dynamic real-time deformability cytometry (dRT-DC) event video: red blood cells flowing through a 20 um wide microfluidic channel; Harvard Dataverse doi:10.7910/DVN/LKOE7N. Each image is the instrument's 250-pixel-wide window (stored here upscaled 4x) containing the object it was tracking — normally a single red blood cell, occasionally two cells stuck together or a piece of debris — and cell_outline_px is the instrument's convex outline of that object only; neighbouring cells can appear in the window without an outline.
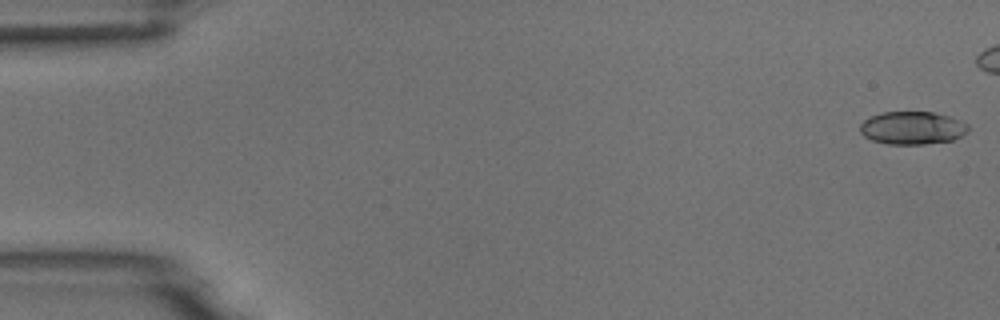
{"species": "common noctule bat (a hibernating species)", "species_latin": "Nyctalus noctula", "temperature_condition": "room temperature", "stored_images_in_passage": 44, "camera_frame_rate_fps": 3000, "um_per_image_px": 0.085, "animal": {"sex": "male", "body_mass_g": 18.8}, "frame": {"image": 1, "passage_image": 1, "time_ms": 0.0, "image_size_px": [1000, 320], "cell_outline_px": [[968, 132], [952, 140], [924, 144], [888, 144], [872, 140], [864, 136], [860, 132], [860, 124], [864, 120], [880, 112], [932, 112], [948, 116], [968, 124]], "centroid_in_image_um": [77.53, 10.87], "position_along_channel_um": 7.5, "area_um2": 20.63}}
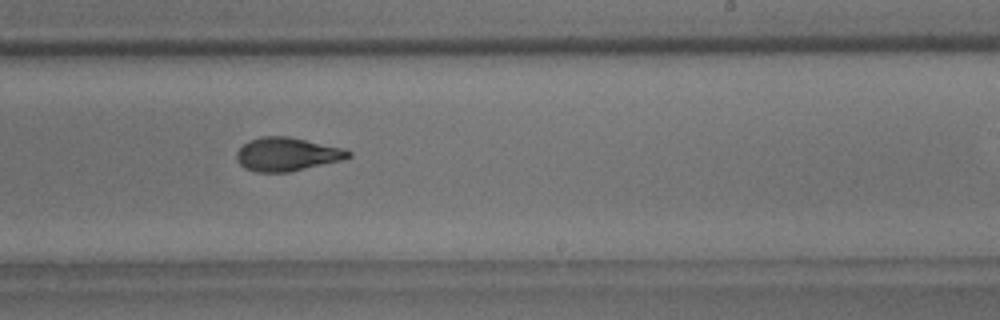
{"frame": {"image": 2, "passage_image": 33, "time_ms": 10.667, "image_size_px": [1000, 320], "cell_outline_px": [[352, 156], [344, 160], [288, 172], [256, 172], [244, 168], [236, 160], [236, 152], [248, 140], [260, 136], [288, 136], [344, 148], [352, 152]], "centroid_in_image_um": [24.4, 13.11], "position_along_channel_um": 264.6, "area_um2": 22.02}}
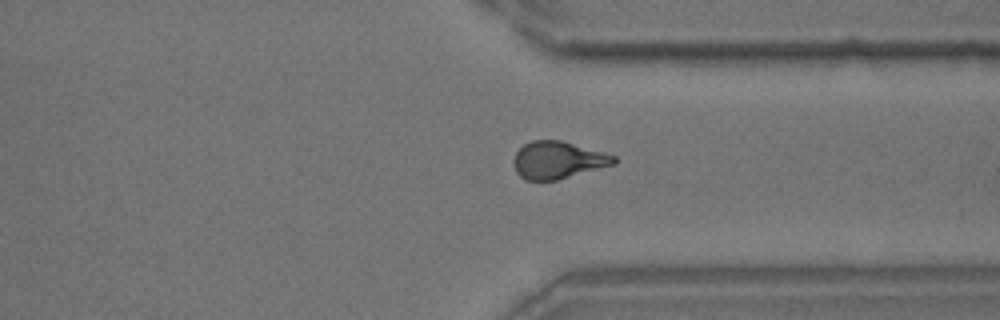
{"frame": {"image": 3, "passage_image": 41, "time_ms": 13.333, "image_size_px": [1000, 320], "cell_outline_px": [[616, 164], [556, 180], [524, 180], [516, 172], [516, 152], [524, 144], [532, 140], [560, 140], [604, 152], [616, 156]], "centroid_in_image_um": [47.46, 13.6], "position_along_channel_um": 363.9, "area_um2": 21.5}}